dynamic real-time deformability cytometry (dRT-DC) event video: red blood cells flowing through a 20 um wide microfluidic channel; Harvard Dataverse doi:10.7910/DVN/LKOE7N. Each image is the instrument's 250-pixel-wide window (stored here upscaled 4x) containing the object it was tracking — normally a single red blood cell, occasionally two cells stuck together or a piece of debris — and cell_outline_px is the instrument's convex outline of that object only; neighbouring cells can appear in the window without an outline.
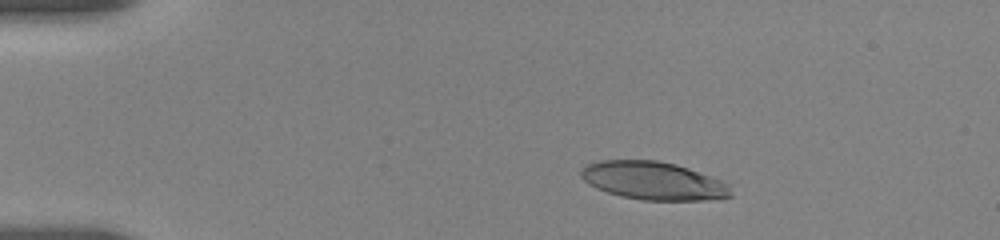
{"species": "human", "species_latin": "Homo sapiens", "temperature_condition": "room temperature", "stored_images_in_passage": 8, "camera_frame_rate_fps": 3000, "um_per_image_px": 0.085, "donor": {"sex": "female"}, "frame": {"image": 1, "passage_image": 4, "time_ms": 2.667, "image_size_px": [1000, 240], "cell_outline_px": [[732, 196], [720, 200], [640, 200], [620, 196], [596, 188], [588, 184], [580, 176], [580, 172], [584, 164], [600, 160], [656, 160], [676, 164], [688, 168], [720, 180], [728, 184]], "centroid_in_image_um": [55.51, 15.37], "position_along_channel_um": 29.5, "area_um2": 33.47}}
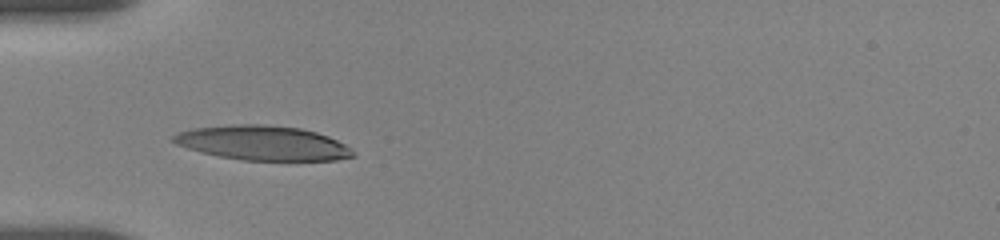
{"frame": {"image": 2, "passage_image": 7, "time_ms": 5.333, "image_size_px": [1000, 240], "cell_outline_px": [[356, 156], [336, 160], [240, 160], [200, 152], [176, 144], [172, 140], [172, 136], [180, 132], [192, 128], [232, 124], [264, 124], [300, 128], [316, 132], [328, 136], [352, 148], [356, 152]], "centroid_in_image_um": [22.36, 12.15], "position_along_channel_um": 62.6, "area_um2": 36.18}}
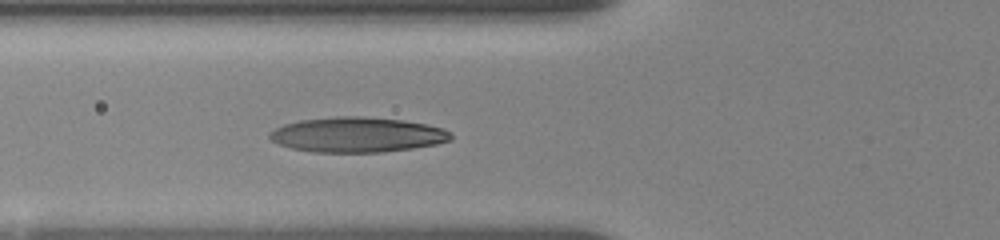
{"frame": {"image": 3, "passage_image": 8, "time_ms": 6.333, "image_size_px": [1000, 240], "cell_outline_px": [[452, 140], [436, 144], [412, 148], [380, 152], [312, 152], [292, 148], [280, 144], [272, 140], [268, 136], [268, 132], [284, 124], [300, 120], [336, 116], [364, 116], [404, 120], [428, 124], [444, 128], [452, 136]], "centroid_in_image_um": [30.37, 11.44], "position_along_channel_um": 95.4, "area_um2": 37.11}}